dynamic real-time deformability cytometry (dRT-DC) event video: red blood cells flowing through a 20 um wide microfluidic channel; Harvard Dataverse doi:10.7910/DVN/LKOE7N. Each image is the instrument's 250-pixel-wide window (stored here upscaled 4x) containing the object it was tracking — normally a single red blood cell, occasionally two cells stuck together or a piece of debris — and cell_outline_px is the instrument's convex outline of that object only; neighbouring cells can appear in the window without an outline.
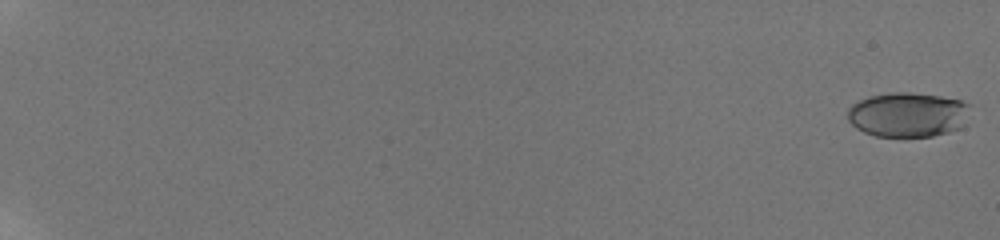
{"species": "human", "species_latin": "Homo sapiens", "temperature_condition": "room temperature", "stored_images_in_passage": 22, "camera_frame_rate_fps": 3000, "um_per_image_px": 0.085, "donor": {"sex": "male"}, "frame": {"image": 1, "passage_image": 1, "time_ms": 0.0, "image_size_px": [1000, 240], "cell_outline_px": [[972, 104], [960, 128], [948, 132], [932, 136], [876, 136], [864, 132], [856, 128], [848, 120], [848, 108], [852, 104], [868, 96], [892, 92], [912, 92], [940, 96], [960, 100]], "centroid_in_image_um": [77.15, 9.73], "position_along_channel_um": 7.8, "area_um2": 31.91}}
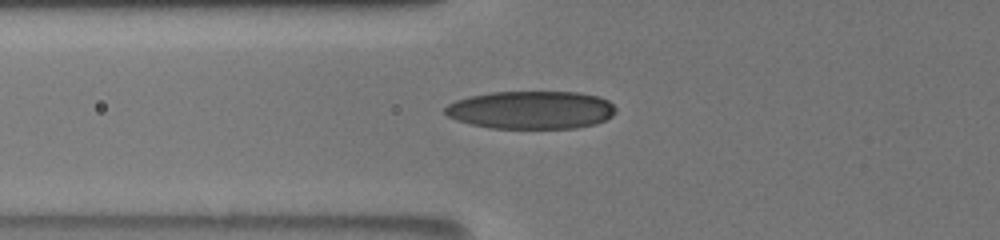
{"frame": {"image": 2, "passage_image": 16, "time_ms": 8.667, "image_size_px": [1000, 240], "cell_outline_px": [[616, 112], [612, 116], [596, 124], [576, 128], [492, 128], [472, 124], [456, 120], [448, 116], [444, 112], [444, 108], [448, 104], [456, 100], [468, 96], [492, 92], [580, 92], [600, 96], [608, 100], [616, 108]], "centroid_in_image_um": [45.17, 9.34], "position_along_channel_um": 80.6, "area_um2": 37.97}}
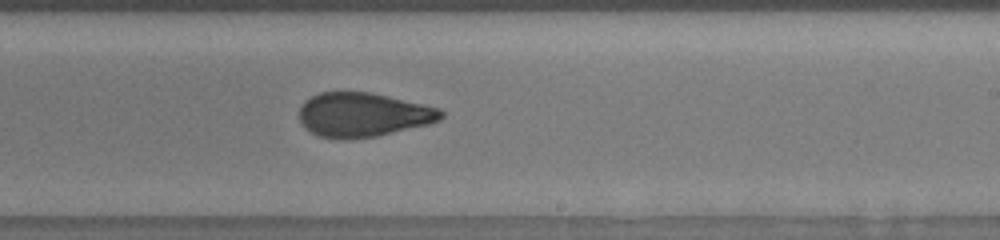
{"frame": {"image": 3, "passage_image": 22, "time_ms": 13.333, "image_size_px": [1000, 240], "cell_outline_px": [[444, 116], [440, 120], [428, 124], [376, 136], [348, 140], [336, 140], [316, 136], [304, 128], [300, 120], [300, 108], [304, 100], [320, 92], [372, 92], [440, 108], [444, 112]], "centroid_in_image_um": [30.83, 9.77], "position_along_channel_um": 258.2, "area_um2": 36.88}}